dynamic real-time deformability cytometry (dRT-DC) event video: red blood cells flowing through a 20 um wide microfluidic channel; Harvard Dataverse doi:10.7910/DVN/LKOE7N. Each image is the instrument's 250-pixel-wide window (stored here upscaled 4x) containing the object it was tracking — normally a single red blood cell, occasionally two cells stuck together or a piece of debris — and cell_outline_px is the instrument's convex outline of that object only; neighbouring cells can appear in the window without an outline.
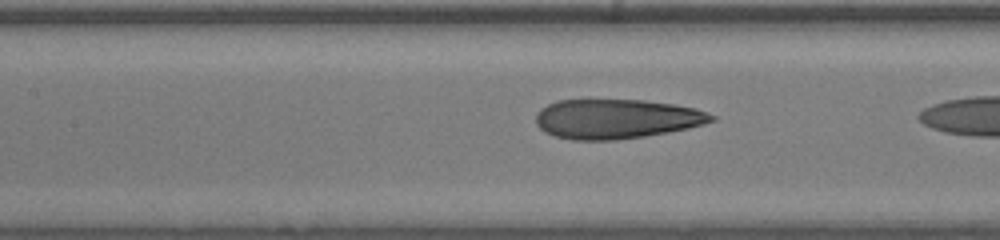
{"species": "human", "species_latin": "Homo sapiens", "temperature_condition": "room temperature", "stored_images_in_passage": 27, "camera_frame_rate_fps": 3000, "um_per_image_px": 0.085, "donor": {"sex": "male"}, "frame": {"image": 1, "passage_image": 26, "time_ms": 8.333, "image_size_px": [1000, 240], "cell_outline_px": [[716, 120], [704, 124], [688, 128], [668, 132], [644, 136], [616, 140], [572, 140], [556, 136], [544, 132], [536, 124], [536, 112], [540, 108], [556, 100], [644, 100], [676, 104], [696, 108], [708, 112], [716, 116]], "centroid_in_image_um": [52.4, 10.1], "position_along_channel_um": 155.0, "area_um2": 40.75}}